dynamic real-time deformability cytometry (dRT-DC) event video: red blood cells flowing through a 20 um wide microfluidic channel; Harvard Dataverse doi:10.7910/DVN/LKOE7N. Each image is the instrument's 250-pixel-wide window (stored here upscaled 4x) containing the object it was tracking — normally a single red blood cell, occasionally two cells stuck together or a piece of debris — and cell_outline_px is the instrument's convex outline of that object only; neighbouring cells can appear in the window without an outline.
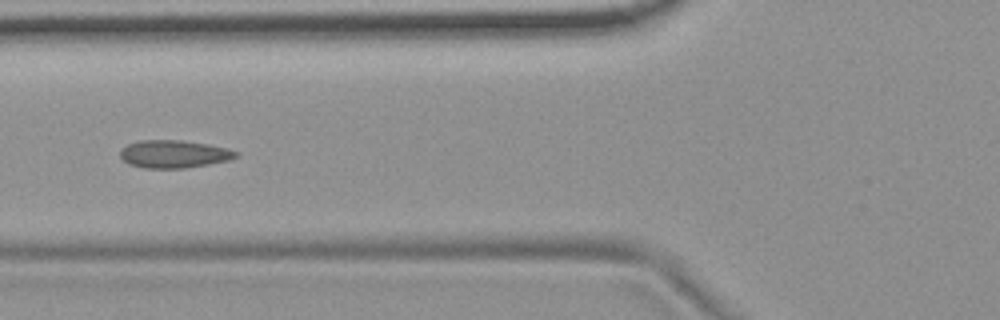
{"species": "common noctule bat (a hibernating species)", "species_latin": "Nyctalus noctula", "temperature_condition": "room temperature", "stored_images_in_passage": 8, "camera_frame_rate_fps": 3000, "um_per_image_px": 0.085, "animal": {"sex": "female", "body_mass_g": 19.9}, "frame": {"image": 1, "passage_image": 4, "time_ms": 1.0, "image_size_px": [1000, 320], "cell_outline_px": [[240, 152], [236, 156], [228, 160], [208, 164], [184, 168], [144, 168], [128, 164], [120, 156], [120, 148], [128, 144], [140, 140], [180, 140], [208, 144], [228, 148]], "centroid_in_image_um": [14.76, 13.09], "position_along_channel_um": 111.0, "area_um2": 18.73}}
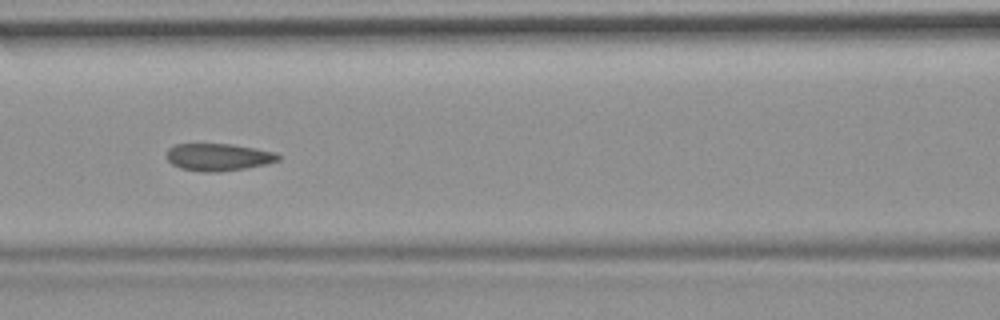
{"frame": {"image": 2, "passage_image": 5, "time_ms": 1.333, "image_size_px": [1000, 320], "cell_outline_px": [[280, 160], [268, 164], [220, 172], [204, 172], [180, 168], [172, 164], [164, 156], [168, 148], [176, 144], [232, 144], [256, 148], [276, 152], [280, 156]], "centroid_in_image_um": [18.55, 13.35], "position_along_channel_um": 148.0, "area_um2": 17.98}}
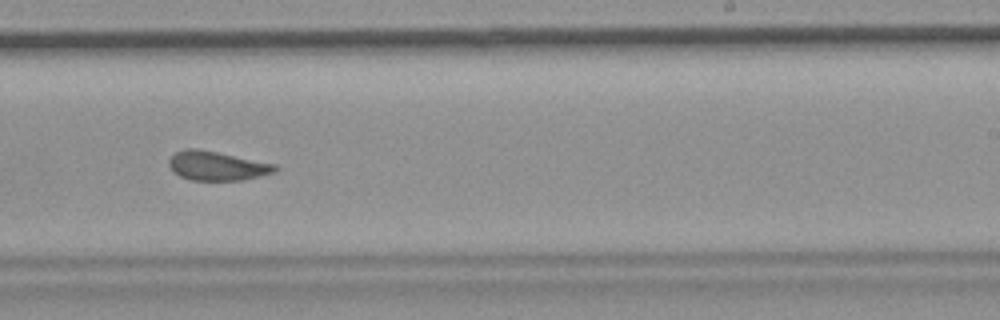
{"frame": {"image": 3, "passage_image": 8, "time_ms": 2.333, "image_size_px": [1000, 320], "cell_outline_px": [[280, 168], [276, 172], [244, 180], [192, 180], [180, 176], [172, 172], [168, 164], [168, 160], [176, 152], [184, 148], [200, 148], [276, 164]], "centroid_in_image_um": [18.45, 14.09], "position_along_channel_um": 270.5, "area_um2": 18.32}}